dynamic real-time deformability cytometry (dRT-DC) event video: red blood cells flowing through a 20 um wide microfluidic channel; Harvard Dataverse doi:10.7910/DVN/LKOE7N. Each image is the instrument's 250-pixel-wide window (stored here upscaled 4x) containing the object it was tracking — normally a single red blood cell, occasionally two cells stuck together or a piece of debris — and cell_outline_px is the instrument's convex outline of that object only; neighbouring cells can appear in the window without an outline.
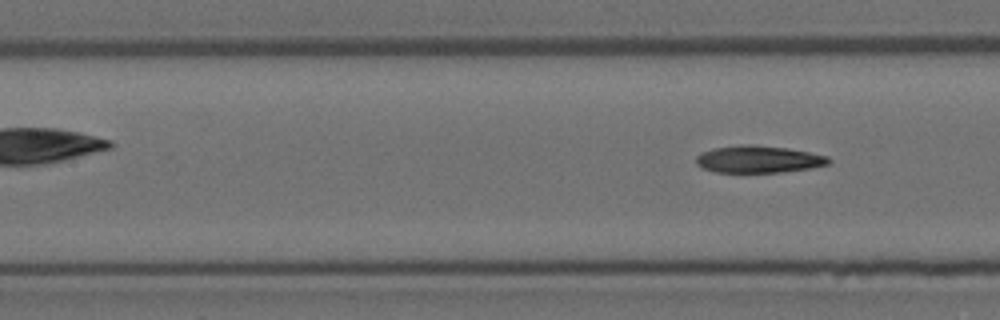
{"species": "Egyptian fruit bat (a non-hibernating species)", "species_latin": "Rousettus aegyptiacus", "temperature_condition": "room temperature", "stored_images_in_passage": 6, "camera_frame_rate_fps": 3000, "um_per_image_px": 0.085, "animal": {"sex": "female"}, "frame": {"image": 1, "passage_image": 6, "time_ms": 5.667, "image_size_px": [1000, 320], "cell_outline_px": [[832, 164], [812, 168], [780, 172], [716, 172], [704, 168], [696, 164], [696, 156], [700, 152], [712, 148], [740, 144], [752, 144], [788, 148], [828, 156], [832, 160]], "centroid_in_image_um": [64.49, 13.53], "position_along_channel_um": 142.9, "area_um2": 21.21}}